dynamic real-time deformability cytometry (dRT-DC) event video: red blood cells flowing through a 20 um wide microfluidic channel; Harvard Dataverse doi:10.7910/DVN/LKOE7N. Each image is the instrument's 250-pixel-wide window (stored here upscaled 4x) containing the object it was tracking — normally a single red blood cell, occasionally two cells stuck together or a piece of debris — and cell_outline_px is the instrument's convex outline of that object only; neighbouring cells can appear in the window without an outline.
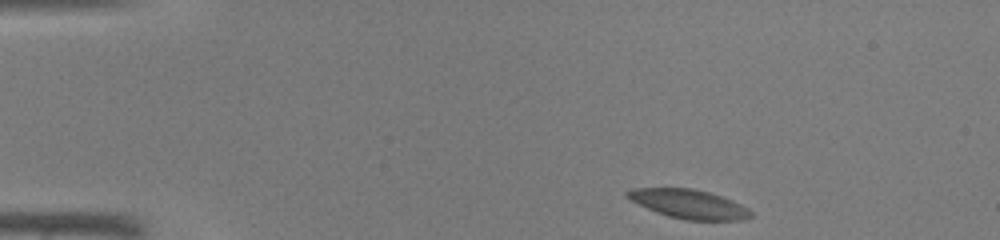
{"species": "common noctule bat (a hibernating species)", "species_latin": "Nyctalus noctula", "temperature_condition": "warm", "stored_images_in_passage": 30, "camera_frame_rate_fps": 3000, "um_per_image_px": 0.085, "animal": {"sex": "male", "body_mass_g": 19.0, "forearm_length_mm": 50.8}, "frame": {"image": 1, "passage_image": 1, "time_ms": 0.0, "image_size_px": [1000, 240], "cell_outline_px": [[752, 216], [740, 220], [684, 220], [668, 216], [656, 212], [624, 196], [624, 192], [632, 188], [692, 188], [708, 192], [720, 196], [740, 204], [748, 208], [752, 212]], "centroid_in_image_um": [58.53, 17.34], "position_along_channel_um": 26.5, "area_um2": 20.69}}
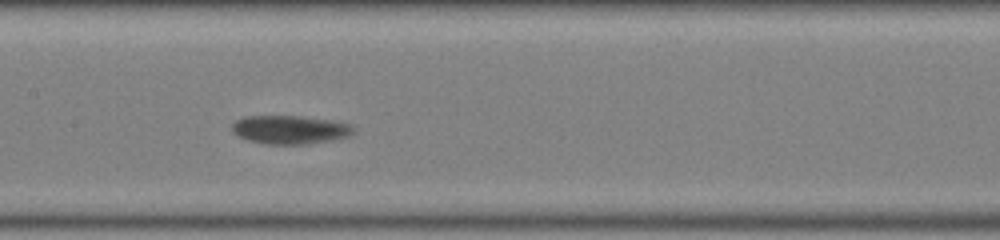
{"frame": {"image": 2, "passage_image": 18, "time_ms": 5.667, "image_size_px": [1000, 240], "cell_outline_px": [[356, 128], [348, 136], [332, 140], [308, 144], [268, 144], [248, 140], [232, 132], [232, 124], [236, 120], [248, 116], [296, 116], [332, 120], [348, 124]], "centroid_in_image_um": [24.65, 11.02], "position_along_channel_um": 182.8, "area_um2": 20.0}}
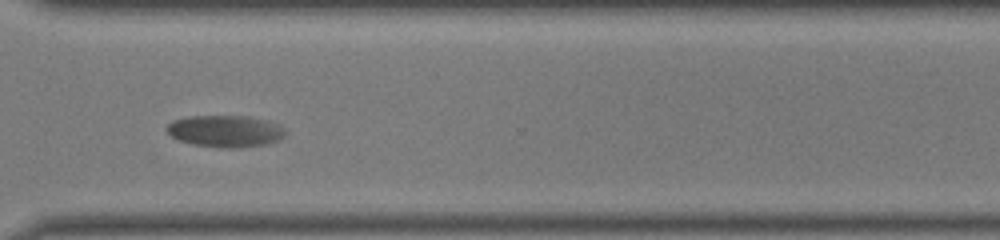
{"frame": {"image": 3, "passage_image": 30, "time_ms": 9.667, "image_size_px": [1000, 240], "cell_outline_px": [[284, 136], [276, 140], [264, 144], [240, 148], [220, 148], [196, 144], [180, 140], [172, 136], [168, 132], [168, 124], [172, 120], [188, 116], [248, 116], [276, 124], [284, 128]], "centroid_in_image_um": [19.12, 11.14], "position_along_channel_um": 351.5, "area_um2": 21.56}}